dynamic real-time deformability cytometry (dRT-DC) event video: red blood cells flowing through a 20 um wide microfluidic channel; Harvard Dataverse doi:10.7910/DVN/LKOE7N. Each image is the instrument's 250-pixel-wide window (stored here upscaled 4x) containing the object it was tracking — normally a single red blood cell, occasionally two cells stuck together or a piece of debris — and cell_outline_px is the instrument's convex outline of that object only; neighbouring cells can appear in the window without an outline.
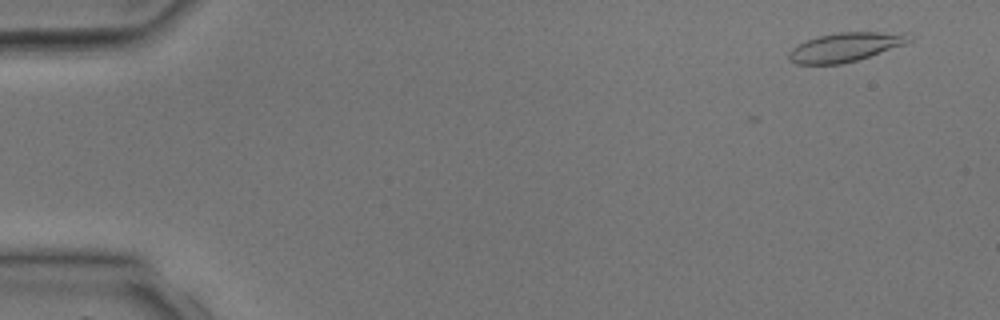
{"species": "common noctule bat (a hibernating species)", "species_latin": "Nyctalus noctula", "temperature_condition": "room temperature", "stored_images_in_passage": 4, "camera_frame_rate_fps": 3000, "um_per_image_px": 0.085, "animal": {"sex": "male", "body_mass_g": 17.9, "forearm_length_mm": 54.2}, "frame": {"image": 1, "passage_image": 1, "time_ms": 0.0, "image_size_px": [1000, 320], "cell_outline_px": [[912, 40], [904, 44], [856, 60], [840, 64], [796, 64], [788, 60], [788, 52], [796, 44], [820, 36], [840, 32], [908, 32]], "centroid_in_image_um": [71.83, 4.0], "position_along_channel_um": 13.2, "area_um2": 20.17}}